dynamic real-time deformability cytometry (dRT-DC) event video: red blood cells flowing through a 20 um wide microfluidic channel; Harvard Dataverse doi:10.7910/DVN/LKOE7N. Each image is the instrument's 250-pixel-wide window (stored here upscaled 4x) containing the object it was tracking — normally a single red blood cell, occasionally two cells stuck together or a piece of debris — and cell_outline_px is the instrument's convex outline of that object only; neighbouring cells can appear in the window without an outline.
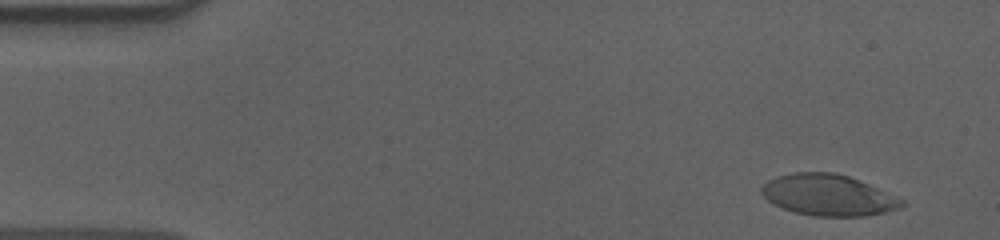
{"species": "human", "species_latin": "Homo sapiens", "temperature_condition": "cold", "stored_images_in_passage": 53, "camera_frame_rate_fps": 3000, "um_per_image_px": 0.085, "donor": {"sex": "male"}, "frame": {"image": 1, "passage_image": 1, "time_ms": 0.0, "image_size_px": [1000, 240], "cell_outline_px": [[908, 204], [900, 208], [884, 212], [864, 216], [812, 216], [796, 212], [784, 208], [768, 200], [760, 192], [760, 188], [768, 180], [780, 176], [796, 172], [836, 172], [848, 176], [868, 184], [904, 200]], "centroid_in_image_um": [70.42, 16.58], "position_along_channel_um": 14.6, "area_um2": 33.35}}
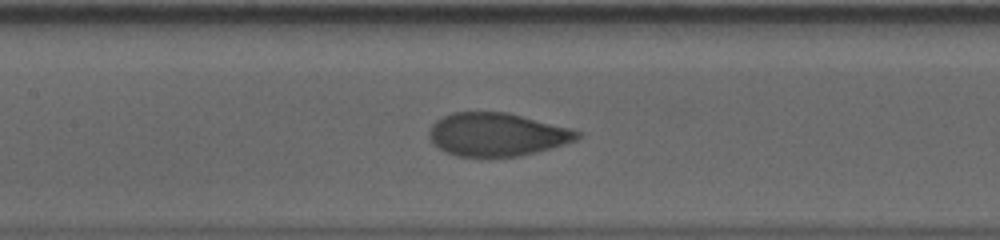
{"frame": {"image": 2, "passage_image": 23, "time_ms": 7.333, "image_size_px": [1000, 240], "cell_outline_px": [[584, 132], [576, 140], [552, 148], [520, 156], [456, 156], [432, 144], [428, 136], [428, 132], [432, 124], [436, 120], [452, 112], [508, 112]], "centroid_in_image_um": [42.23, 11.42], "position_along_channel_um": 165.2, "area_um2": 37.22}}
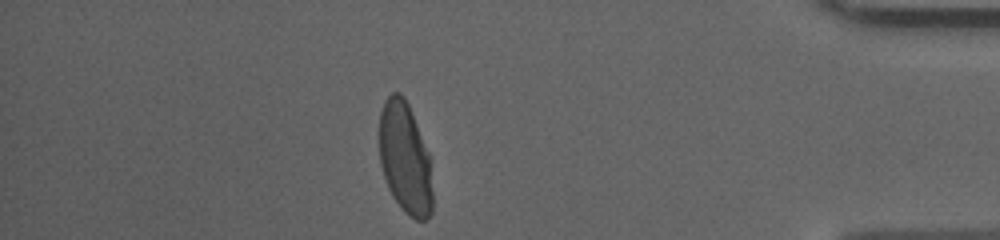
{"frame": {"image": 3, "passage_image": 46, "time_ms": 15.0, "image_size_px": [1000, 240], "cell_outline_px": [[432, 212], [428, 220], [416, 220], [408, 216], [404, 212], [392, 196], [388, 188], [380, 164], [380, 112], [384, 100], [392, 92], [400, 92], [404, 96], [408, 104], [432, 156]], "centroid_in_image_um": [34.47, 13.46], "position_along_channel_um": 400.7, "area_um2": 35.43}, "authors_computed_cell_mechanics": {"area_um2": 36.8764, "velocity_mm_per_s": 3.6044, "shape_relaxation_time_tau1_ms": 5.6175, "shape_relaxation_time_tau2_ms": null, "deformation_change_tau1": 0.22, "deformation_change_tau2": null}}